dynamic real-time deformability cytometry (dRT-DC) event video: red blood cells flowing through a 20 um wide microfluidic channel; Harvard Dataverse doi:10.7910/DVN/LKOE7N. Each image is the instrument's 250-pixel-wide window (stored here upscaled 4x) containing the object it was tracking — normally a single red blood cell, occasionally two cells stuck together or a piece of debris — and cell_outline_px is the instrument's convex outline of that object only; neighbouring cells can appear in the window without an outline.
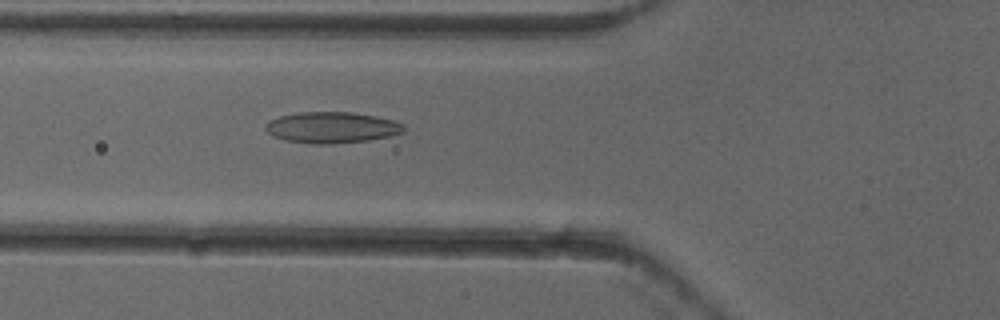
{"species": "common noctule bat (a hibernating species)", "species_latin": "Nyctalus noctula", "temperature_condition": "cold", "stored_images_in_passage": 52, "camera_frame_rate_fps": 3000, "um_per_image_px": 0.085, "animal": {"sex": "female"}, "frame": {"image": 1, "passage_image": 19, "time_ms": 6.0, "image_size_px": [1000, 320], "cell_outline_px": [[404, 132], [388, 136], [368, 140], [332, 144], [312, 144], [284, 140], [272, 136], [264, 128], [264, 124], [280, 116], [300, 112], [352, 112], [376, 116], [392, 120], [404, 124]], "centroid_in_image_um": [28.18, 10.84], "position_along_channel_um": 97.6, "area_um2": 25.09}}
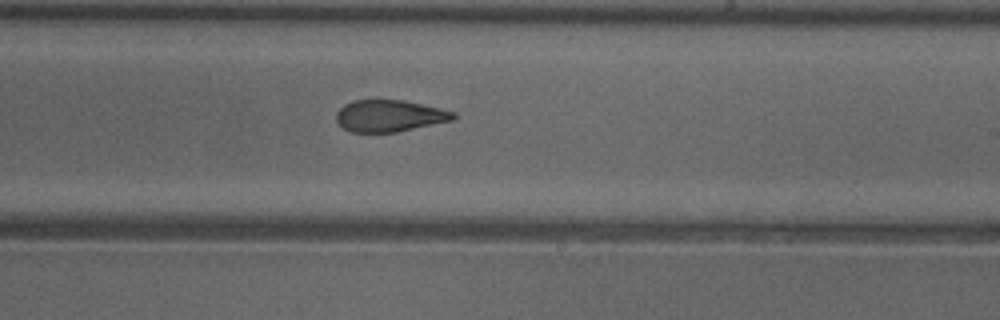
{"frame": {"image": 2, "passage_image": 31, "time_ms": 10.0, "image_size_px": [1000, 320], "cell_outline_px": [[456, 116], [452, 120], [396, 132], [352, 132], [344, 128], [336, 120], [336, 112], [344, 104], [352, 100], [404, 100], [440, 108], [456, 112]], "centroid_in_image_um": [33.09, 9.84], "position_along_channel_um": 255.9, "area_um2": 21.56}}
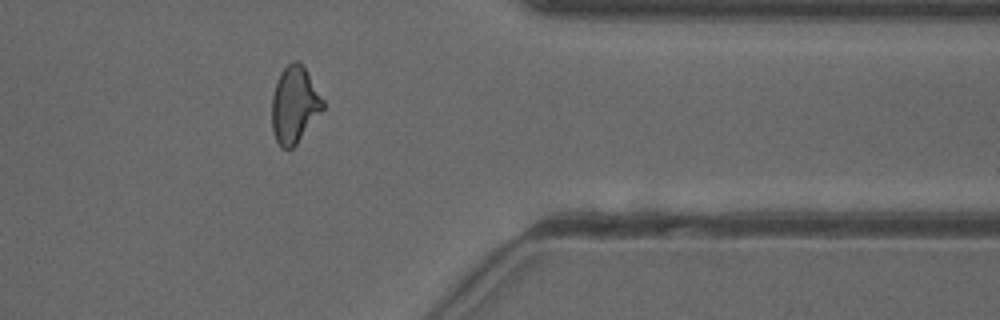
{"frame": {"image": 3, "passage_image": 42, "time_ms": 13.667, "image_size_px": [1000, 320], "cell_outline_px": [[324, 108], [296, 144], [292, 148], [280, 148], [272, 132], [272, 96], [276, 80], [280, 72], [288, 64], [296, 60], [300, 60], [304, 64], [324, 100]], "centroid_in_image_um": [25.02, 8.87], "position_along_channel_um": 386.4, "area_um2": 23.0}, "authors_computed_cell_mechanics": {"area_um2": 23.2356, "velocity_mm_per_s": 3.9419, "shape_relaxation_time_tau1_ms": null, "shape_relaxation_time_tau2_ms": 1.8969, "deformation_change_tau1": null, "deformation_change_tau2": 0.0931}}